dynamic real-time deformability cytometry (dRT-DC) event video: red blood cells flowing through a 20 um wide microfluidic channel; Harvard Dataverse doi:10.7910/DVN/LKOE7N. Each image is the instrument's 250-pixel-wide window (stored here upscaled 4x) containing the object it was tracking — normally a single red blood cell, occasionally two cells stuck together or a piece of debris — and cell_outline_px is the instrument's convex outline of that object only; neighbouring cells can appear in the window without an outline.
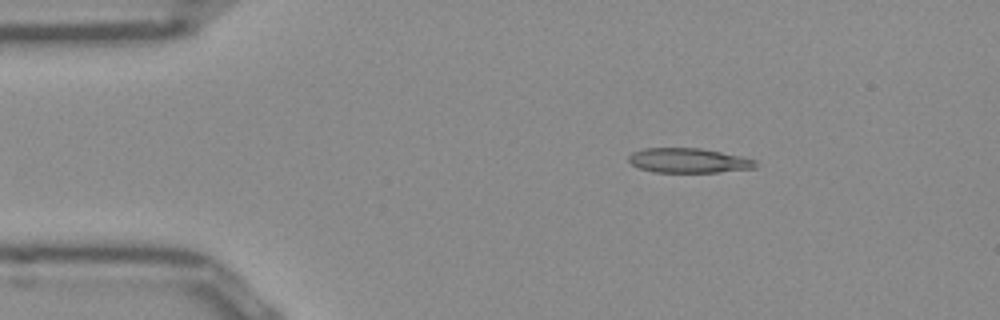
{"species": "Egyptian fruit bat (a non-hibernating species)", "species_latin": "Rousettus aegyptiacus", "temperature_condition": "room temperature", "stored_images_in_passage": 44, "camera_frame_rate_fps": 3000, "um_per_image_px": 0.085, "frame": {"image": 1, "passage_image": 1, "time_ms": 0.0, "image_size_px": [1000, 320], "cell_outline_px": [[756, 164], [752, 168], [720, 172], [652, 172], [640, 168], [632, 164], [628, 160], [628, 156], [632, 152], [644, 148], [700, 148], [740, 156], [756, 160]], "centroid_in_image_um": [58.48, 13.64], "position_along_channel_um": 26.5, "area_um2": 18.09}}
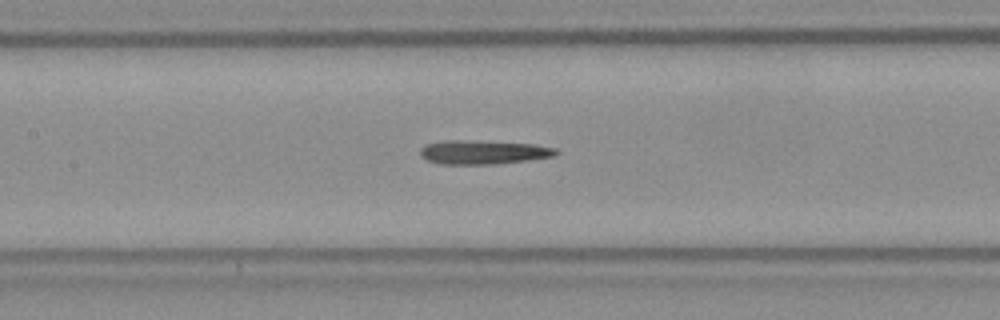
{"frame": {"image": 2, "passage_image": 16, "time_ms": 5.0, "image_size_px": [1000, 320], "cell_outline_px": [[560, 152], [556, 156], [492, 164], [440, 164], [428, 160], [420, 156], [420, 148], [424, 144], [444, 140], [460, 140], [536, 144], [556, 148]], "centroid_in_image_um": [41.06, 12.93], "position_along_channel_um": 166.3, "area_um2": 18.9}}
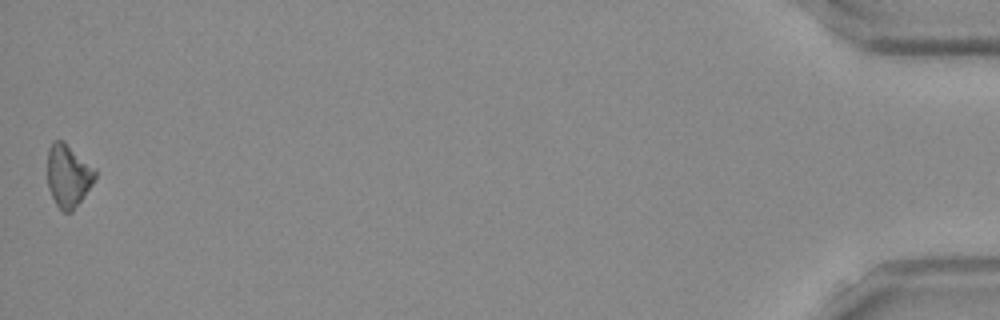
{"frame": {"image": 3, "passage_image": 44, "time_ms": 14.333, "image_size_px": [1000, 320], "cell_outline_px": [[96, 176], [92, 184], [72, 212], [64, 212], [56, 204], [48, 188], [48, 148], [52, 140], [64, 140], [96, 168]], "centroid_in_image_um": [5.8, 14.89], "position_along_channel_um": 429.4, "area_um2": 17.51}}